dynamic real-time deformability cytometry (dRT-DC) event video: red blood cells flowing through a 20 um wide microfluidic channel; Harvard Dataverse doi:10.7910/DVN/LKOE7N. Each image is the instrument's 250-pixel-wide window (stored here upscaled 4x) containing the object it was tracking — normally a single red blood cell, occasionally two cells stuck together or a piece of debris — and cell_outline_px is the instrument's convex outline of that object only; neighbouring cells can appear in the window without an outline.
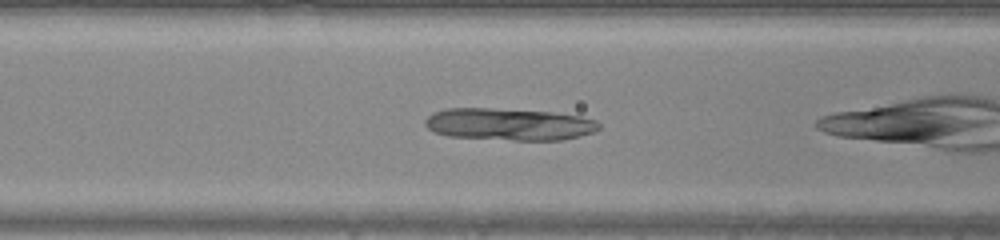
{"species": "common noctule bat (a hibernating species)", "species_latin": "Nyctalus noctula", "temperature_condition": "warm", "stored_images_in_passage": 30, "camera_frame_rate_fps": 3000, "um_per_image_px": 0.085, "animal": {"sex": "male", "body_mass_g": 20.0, "forearm_length_mm": 53.3}, "frame": {"image": 1, "passage_image": 12, "time_ms": 3.667, "image_size_px": [1000, 240], "cell_outline_px": [[600, 128], [596, 132], [564, 140], [512, 140], [448, 136], [432, 132], [424, 124], [424, 120], [432, 112], [444, 108], [492, 108], [552, 112], [580, 116], [596, 120], [600, 124]], "centroid_in_image_um": [43.26, 10.56], "position_along_channel_um": 123.3, "area_um2": 32.89}}
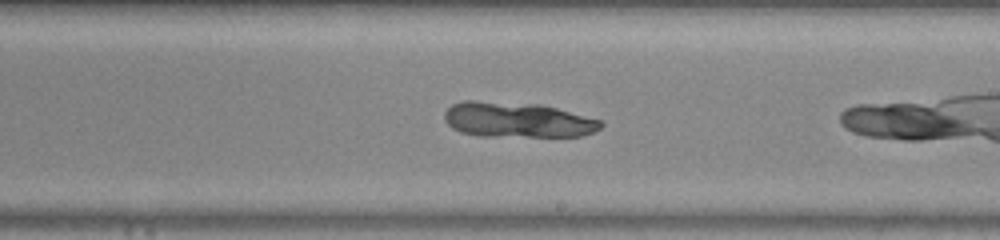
{"frame": {"image": 2, "passage_image": 20, "time_ms": 6.333, "image_size_px": [1000, 240], "cell_outline_px": [[604, 124], [600, 128], [592, 132], [580, 136], [480, 136], [460, 132], [452, 128], [444, 120], [444, 112], [452, 104], [464, 100], [472, 100], [540, 104], [556, 108], [600, 120]], "centroid_in_image_um": [43.92, 10.18], "position_along_channel_um": 245.1, "area_um2": 32.08}}
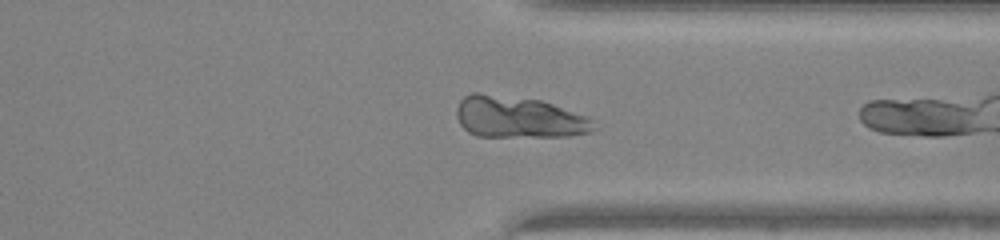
{"frame": {"image": 3, "passage_image": 28, "time_ms": 9.0, "image_size_px": [1000, 240], "cell_outline_px": [[596, 128], [588, 132], [568, 136], [476, 136], [468, 132], [460, 124], [456, 116], [456, 108], [460, 100], [464, 96], [472, 92], [480, 92], [540, 100], [588, 116], [592, 120]], "centroid_in_image_um": [44.03, 9.95], "position_along_channel_um": 367.4, "area_um2": 33.23}}